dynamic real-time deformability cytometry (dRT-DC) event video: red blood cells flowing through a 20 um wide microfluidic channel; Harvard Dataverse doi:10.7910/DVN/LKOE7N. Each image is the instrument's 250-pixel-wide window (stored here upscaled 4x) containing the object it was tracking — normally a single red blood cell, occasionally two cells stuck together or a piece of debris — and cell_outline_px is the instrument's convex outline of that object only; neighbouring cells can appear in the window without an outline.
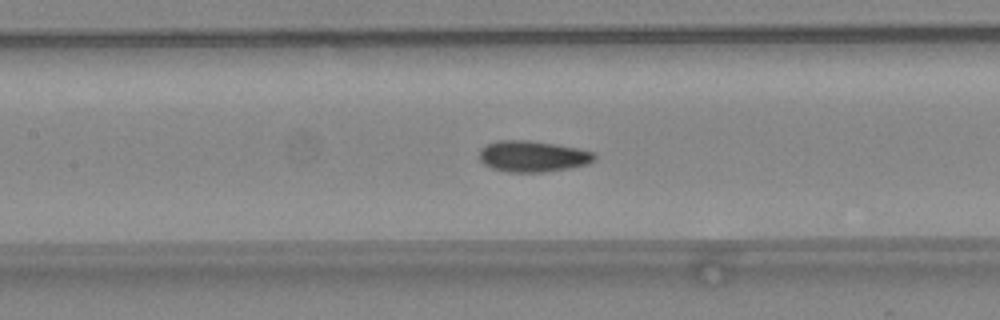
{"species": "common noctule bat (a hibernating species)", "species_latin": "Nyctalus noctula", "temperature_condition": "warm", "stored_images_in_passage": 34, "camera_frame_rate_fps": 3000, "um_per_image_px": 0.085, "animal": {"sex": "female", "body_mass_g": 24.6, "forearm_length_mm": 56.2}, "frame": {"image": 1, "passage_image": 9, "time_ms": 2.667, "image_size_px": [1000, 320], "cell_outline_px": [[596, 160], [588, 164], [568, 168], [544, 172], [508, 172], [492, 168], [484, 164], [480, 160], [480, 148], [496, 140], [528, 140], [556, 144], [580, 148], [592, 152], [596, 156]], "centroid_in_image_um": [45.29, 13.28], "position_along_channel_um": 162.1, "area_um2": 20.98}}
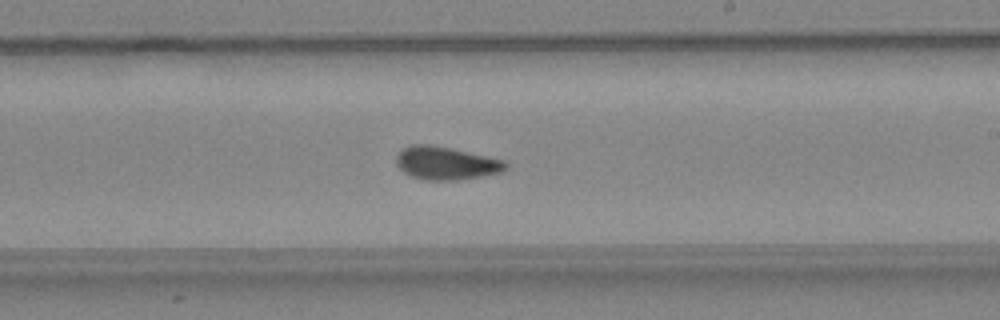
{"frame": {"image": 2, "passage_image": 15, "time_ms": 4.667, "image_size_px": [1000, 320], "cell_outline_px": [[508, 168], [500, 172], [460, 180], [424, 180], [412, 176], [404, 172], [396, 164], [396, 156], [400, 148], [412, 144], [428, 144], [452, 148], [504, 160], [508, 164]], "centroid_in_image_um": [37.88, 13.86], "position_along_channel_um": 251.1, "area_um2": 21.15}}
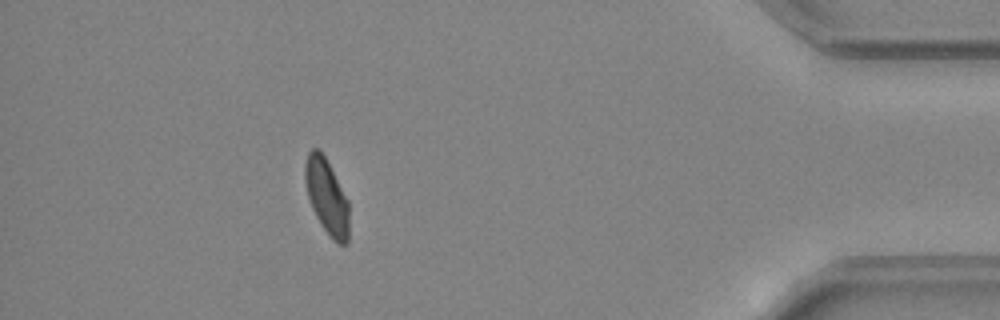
{"frame": {"image": 3, "passage_image": 29, "time_ms": 9.333, "image_size_px": [1000, 320], "cell_outline_px": [[348, 244], [336, 244], [332, 240], [316, 216], [312, 208], [308, 196], [304, 180], [304, 164], [308, 152], [312, 148], [320, 148], [348, 200]], "centroid_in_image_um": [27.76, 16.7], "position_along_channel_um": 407.4, "area_um2": 19.25}, "authors_computed_cell_mechanics": {"area_um2": 20.519, "velocity_mm_per_s": 4.4592, "shape_relaxation_time_tau1_ms": 4.1478, "shape_relaxation_time_tau2_ms": 1.7587, "deformation_change_tau1": 0.1149, "deformation_change_tau2": 0.0523}}